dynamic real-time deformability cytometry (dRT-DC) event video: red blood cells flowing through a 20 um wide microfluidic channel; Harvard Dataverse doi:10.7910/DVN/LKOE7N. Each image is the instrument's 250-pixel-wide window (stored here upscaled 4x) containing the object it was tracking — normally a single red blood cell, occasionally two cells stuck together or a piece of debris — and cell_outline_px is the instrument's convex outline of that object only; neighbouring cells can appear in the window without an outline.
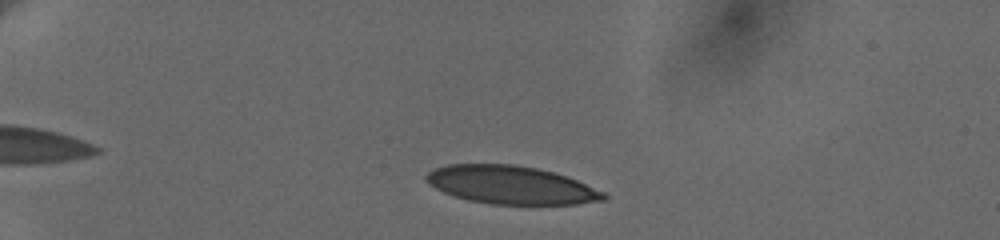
{"species": "human", "species_latin": "Homo sapiens", "temperature_condition": "cold", "stored_images_in_passage": 42, "camera_frame_rate_fps": 3000, "um_per_image_px": 0.085, "donor": {"sex": "female"}, "frame": {"image": 1, "passage_image": 5, "time_ms": 2.0, "image_size_px": [1000, 240], "cell_outline_px": [[608, 200], [576, 204], [492, 204], [468, 200], [444, 192], [428, 184], [424, 180], [424, 176], [428, 172], [436, 168], [448, 164], [512, 164], [536, 168], [552, 172], [576, 180], [604, 192], [608, 196]], "centroid_in_image_um": [43.42, 15.72], "position_along_channel_um": 41.6, "area_um2": 39.25}}
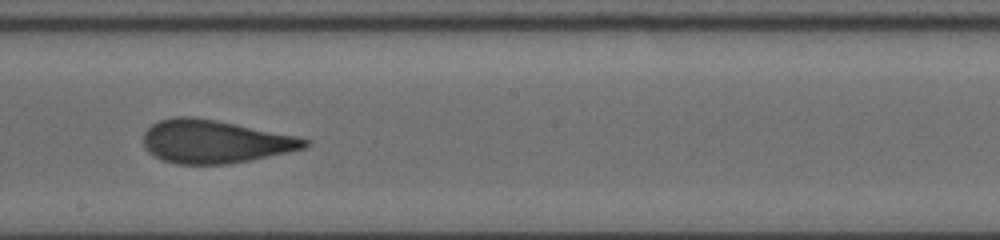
{"frame": {"image": 2, "passage_image": 25, "time_ms": 9.0, "image_size_px": [1000, 240], "cell_outline_px": [[312, 140], [304, 148], [288, 152], [248, 160], [224, 164], [176, 164], [160, 160], [148, 152], [144, 144], [144, 132], [152, 124], [160, 120], [176, 116], [192, 116], [216, 120], [296, 136]], "centroid_in_image_um": [18.22, 12.03], "position_along_channel_um": 230.0, "area_um2": 40.34}}
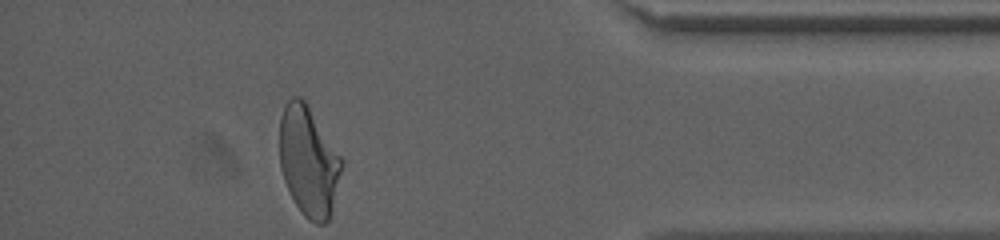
{"frame": {"image": 3, "passage_image": 42, "time_ms": 14.667, "image_size_px": [1000, 240], "cell_outline_px": [[344, 164], [332, 212], [328, 220], [324, 224], [316, 224], [308, 220], [304, 216], [296, 204], [284, 180], [280, 168], [280, 116], [284, 104], [292, 96], [300, 96], [308, 104], [344, 160]], "centroid_in_image_um": [26.25, 13.69], "position_along_channel_um": 408.9, "area_um2": 40.23}, "authors_computed_cell_mechanics": {"area_um2": 40.5178, "velocity_mm_per_s": 3.6406, "shape_relaxation_time_tau1_ms": 6.5723, "shape_relaxation_time_tau2_ms": 0.9369, "deformation_change_tau1": 0.2046, "deformation_change_tau2": 0.0848}}